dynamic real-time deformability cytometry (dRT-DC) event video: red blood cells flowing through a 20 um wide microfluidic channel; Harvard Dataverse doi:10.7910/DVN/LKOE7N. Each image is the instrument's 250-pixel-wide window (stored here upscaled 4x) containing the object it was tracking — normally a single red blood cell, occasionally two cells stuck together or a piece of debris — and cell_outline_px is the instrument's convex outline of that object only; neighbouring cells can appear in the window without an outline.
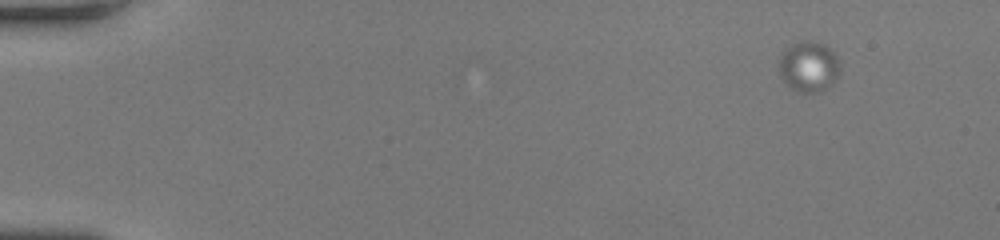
{"species": "human", "species_latin": "Homo sapiens", "temperature_condition": "room temperature", "stored_images_in_passage": 33, "camera_frame_rate_fps": 3000, "um_per_image_px": 0.085, "donor": {"sex": "female"}, "frame": {"image": 1, "passage_image": 1, "time_ms": 0.0, "image_size_px": [1000, 240], "cell_outline_px": [[840, 72], [836, 80], [824, 92], [796, 92], [780, 76], [780, 56], [796, 40], [812, 40], [824, 44], [840, 60]], "centroid_in_image_um": [68.79, 5.66], "position_along_channel_um": 16.2, "area_um2": 18.15}}